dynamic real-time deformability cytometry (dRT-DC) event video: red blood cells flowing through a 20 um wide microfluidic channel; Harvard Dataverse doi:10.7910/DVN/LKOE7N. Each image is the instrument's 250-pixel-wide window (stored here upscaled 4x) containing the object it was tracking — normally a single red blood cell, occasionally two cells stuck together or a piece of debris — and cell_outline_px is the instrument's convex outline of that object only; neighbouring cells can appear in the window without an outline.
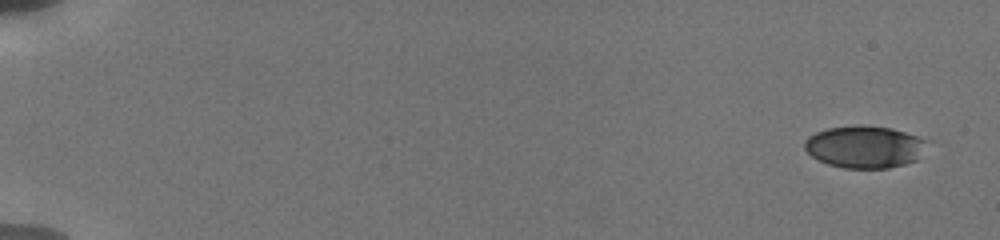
{"species": "human", "species_latin": "Homo sapiens", "temperature_condition": "cold", "stored_images_in_passage": 34, "camera_frame_rate_fps": 3000, "um_per_image_px": 0.085, "donor": {"sex": "male"}, "frame": {"image": 1, "passage_image": 1, "time_ms": 0.0, "image_size_px": [1000, 240], "cell_outline_px": [[928, 140], [916, 160], [904, 164], [888, 168], [844, 168], [828, 164], [812, 156], [804, 148], [804, 140], [808, 136], [816, 132], [828, 128], [856, 124], [860, 124], [892, 128]], "centroid_in_image_um": [73.45, 12.46], "position_along_channel_um": 11.5, "area_um2": 30.06}}
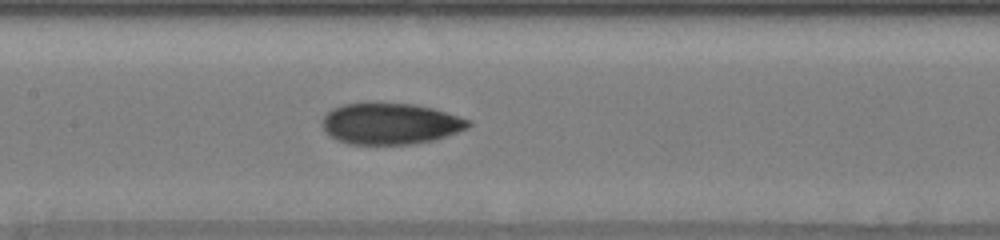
{"frame": {"image": 2, "passage_image": 12, "time_ms": 9.0, "image_size_px": [1000, 240], "cell_outline_px": [[472, 124], [468, 128], [432, 140], [412, 144], [348, 144], [336, 140], [324, 132], [320, 124], [324, 116], [332, 108], [344, 104], [416, 104], [432, 108], [472, 120]], "centroid_in_image_um": [33.15, 10.52], "position_along_channel_um": 174.3, "area_um2": 34.97}}
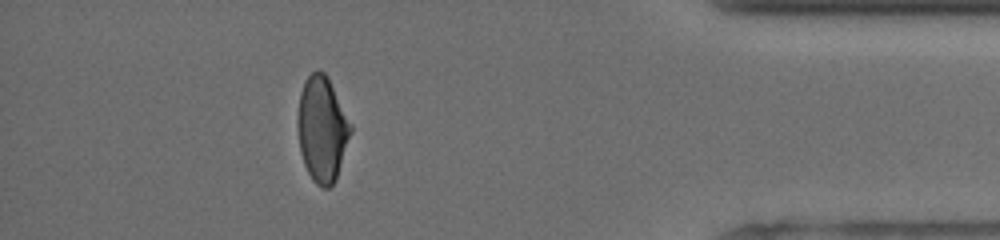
{"frame": {"image": 3, "passage_image": 30, "time_ms": 16.0, "image_size_px": [1000, 240], "cell_outline_px": [[352, 132], [336, 180], [328, 188], [324, 188], [316, 184], [312, 180], [304, 164], [300, 152], [296, 124], [296, 120], [300, 92], [304, 80], [316, 68], [324, 72], [328, 76], [352, 124]], "centroid_in_image_um": [27.37, 10.95], "position_along_channel_um": 407.8, "area_um2": 33.12}, "authors_computed_cell_mechanics": {"area_um2": 33.8708, "velocity_mm_per_s": 3.8299, "shape_relaxation_time_tau1_ms": 6.901, "shape_relaxation_time_tau2_ms": 2.3013, "deformation_change_tau1": 0.1632, "deformation_change_tau2": 0.0593}}